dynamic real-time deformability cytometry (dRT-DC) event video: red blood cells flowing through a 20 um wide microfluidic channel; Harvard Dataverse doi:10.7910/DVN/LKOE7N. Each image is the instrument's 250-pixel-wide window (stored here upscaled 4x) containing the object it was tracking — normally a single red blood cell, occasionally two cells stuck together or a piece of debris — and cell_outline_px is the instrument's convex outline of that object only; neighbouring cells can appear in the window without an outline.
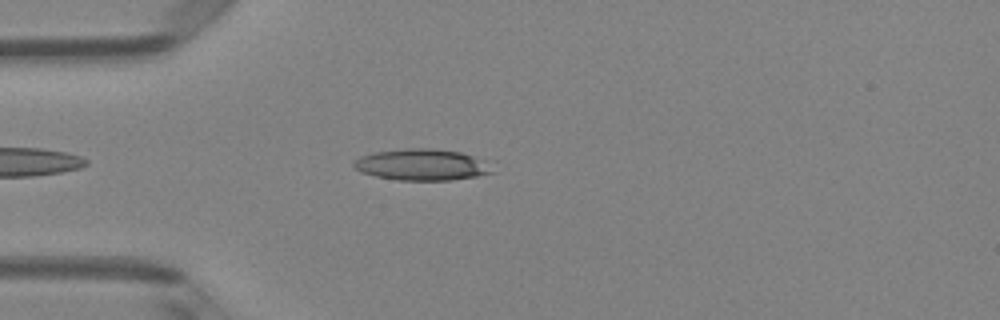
{"species": "Egyptian fruit bat (a non-hibernating species)", "species_latin": "Rousettus aegyptiacus", "temperature_condition": "room temperature", "stored_images_in_passage": 41, "camera_frame_rate_fps": 3000, "um_per_image_px": 0.085, "animal": {"sex": "female"}, "frame": {"image": 1, "passage_image": 5, "time_ms": 1.333, "image_size_px": [1000, 320], "cell_outline_px": [[496, 172], [476, 176], [452, 180], [396, 180], [376, 176], [360, 172], [352, 164], [352, 160], [360, 156], [376, 152], [404, 148], [432, 148], [460, 152], [496, 160]], "centroid_in_image_um": [36.02, 13.99], "position_along_channel_um": 49.0, "area_um2": 26.24}}
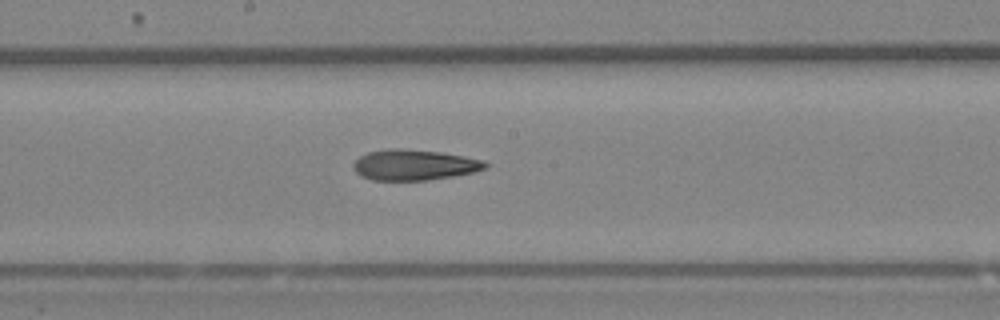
{"frame": {"image": 2, "passage_image": 18, "time_ms": 5.667, "image_size_px": [1000, 320], "cell_outline_px": [[488, 164], [484, 168], [472, 172], [452, 176], [424, 180], [372, 180], [360, 176], [352, 168], [352, 164], [360, 156], [368, 152], [388, 148], [400, 148], [440, 152], [464, 156], [484, 160]], "centroid_in_image_um": [35.15, 14.01], "position_along_channel_um": 213.0, "area_um2": 23.47}}
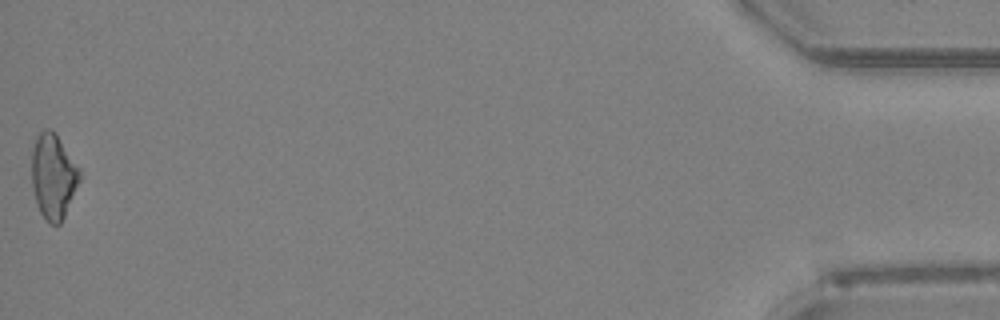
{"frame": {"image": 3, "passage_image": 41, "time_ms": 13.333, "image_size_px": [1000, 320], "cell_outline_px": [[80, 180], [64, 216], [60, 224], [48, 224], [40, 212], [36, 204], [32, 188], [32, 152], [36, 136], [44, 128], [52, 128], [56, 132], [80, 168]], "centroid_in_image_um": [4.52, 14.95], "position_along_channel_um": 430.7, "area_um2": 23.99}, "authors_computed_cell_mechanics": {"area_um2": 23.8136, "velocity_mm_per_s": 4.0897, "shape_relaxation_time_tau1_ms": null, "shape_relaxation_time_tau2_ms": 4.0045, "deformation_change_tau1": null, "deformation_change_tau2": 0.1486}}